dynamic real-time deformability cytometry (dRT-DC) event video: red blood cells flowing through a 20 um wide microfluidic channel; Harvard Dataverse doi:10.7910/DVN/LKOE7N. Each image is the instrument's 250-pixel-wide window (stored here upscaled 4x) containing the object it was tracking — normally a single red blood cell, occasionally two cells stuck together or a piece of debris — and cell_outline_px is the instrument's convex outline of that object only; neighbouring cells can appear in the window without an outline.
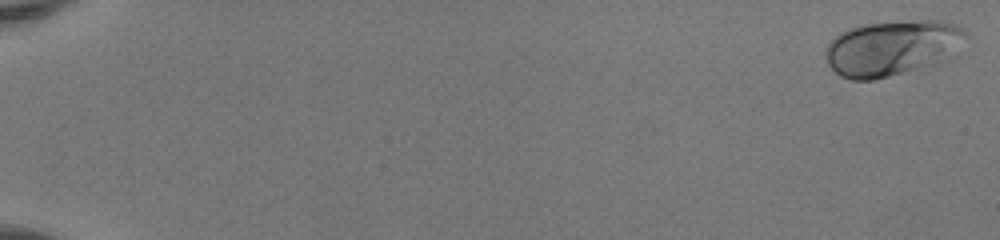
{"species": "human", "species_latin": "Homo sapiens", "temperature_condition": "room temperature", "stored_images_in_passage": 51, "camera_frame_rate_fps": 3000, "um_per_image_px": 0.085, "donor": {"sex": "female"}, "frame": {"image": 1, "passage_image": 1, "time_ms": 0.0, "image_size_px": [1000, 240], "cell_outline_px": [[968, 36], [960, 56], [952, 60], [872, 80], [852, 80], [840, 76], [828, 64], [824, 52], [828, 44], [840, 32], [848, 28], [864, 24], [920, 20], [940, 20], [956, 24], [964, 28]], "centroid_in_image_um": [75.96, 4.07], "position_along_channel_um": 9.0, "area_um2": 46.36}}
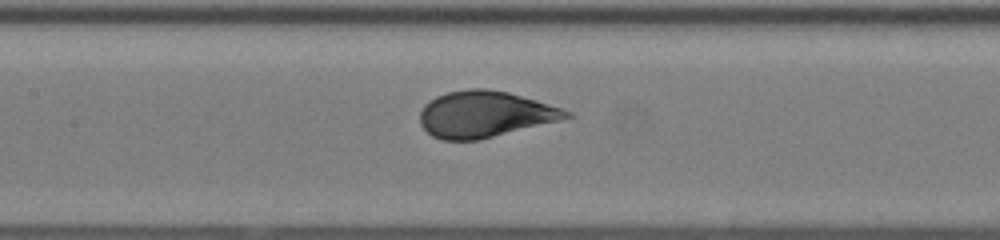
{"frame": {"image": 2, "passage_image": 27, "time_ms": 8.667, "image_size_px": [1000, 240], "cell_outline_px": [[576, 116], [480, 140], [444, 140], [432, 136], [420, 124], [420, 112], [424, 104], [436, 96], [448, 92], [468, 88], [488, 88], [508, 92], [564, 108], [572, 112]], "centroid_in_image_um": [41.23, 9.7], "position_along_channel_um": 166.2, "area_um2": 39.65}}
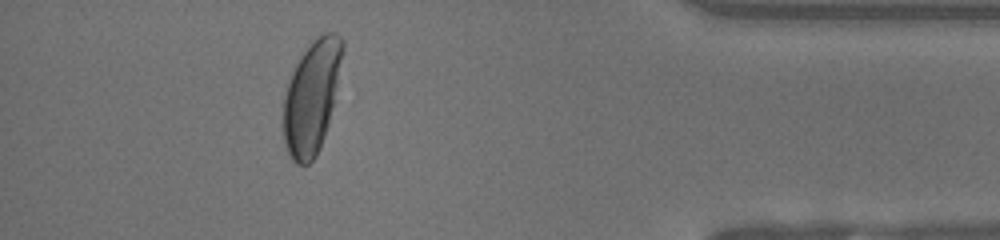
{"frame": {"image": 3, "passage_image": 47, "time_ms": 15.333, "image_size_px": [1000, 240], "cell_outline_px": [[344, 48], [332, 108], [328, 124], [324, 136], [316, 156], [308, 164], [296, 164], [292, 160], [288, 152], [284, 140], [284, 96], [292, 72], [300, 56], [312, 40], [324, 32], [336, 32], [344, 40]], "centroid_in_image_um": [26.5, 8.2], "position_along_channel_um": 408.7, "area_um2": 38.49}, "authors_computed_cell_mechanics": {"area_um2": 40.2288, "velocity_mm_per_s": 4.1372, "shape_relaxation_time_tau1_ms": 3.0096, "shape_relaxation_time_tau2_ms": null, "deformation_change_tau1": 0.1695, "deformation_change_tau2": null}}